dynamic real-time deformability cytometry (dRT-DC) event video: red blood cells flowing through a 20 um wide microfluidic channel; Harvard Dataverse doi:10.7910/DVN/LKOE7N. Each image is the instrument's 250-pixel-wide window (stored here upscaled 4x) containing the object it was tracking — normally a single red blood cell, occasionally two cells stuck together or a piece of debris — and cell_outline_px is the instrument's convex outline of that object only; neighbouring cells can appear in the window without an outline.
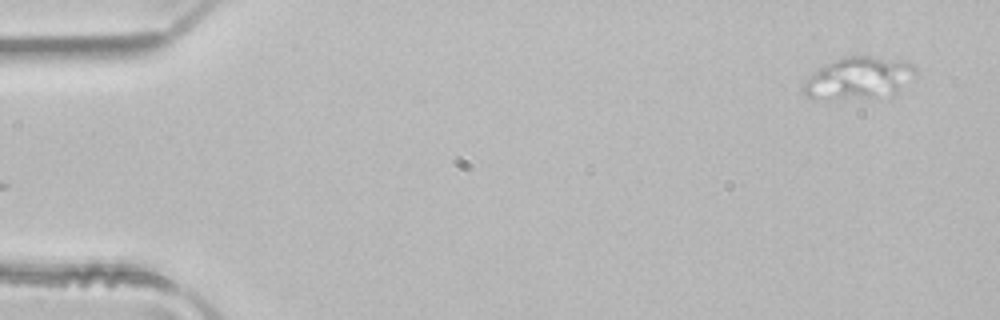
{"species": "common noctule bat (a hibernating species)", "species_latin": "Nyctalus noctula", "temperature_condition": "room temperature", "stored_images_in_passage": 2, "camera_frame_rate_fps": 3000, "um_per_image_px": 0.085, "animal": {"sex": "male", "body_mass_g": 21.5, "forearm_length_mm": 52.0}, "frame": {"image": 1, "passage_image": 2, "time_ms": 0.333, "image_size_px": [1000, 320], "cell_outline_px": [[916, 72], [896, 92], [872, 96], [812, 100], [804, 96], [804, 84], [820, 68], [844, 56], [872, 56], [912, 64], [916, 68]], "centroid_in_image_um": [72.93, 6.63], "position_along_channel_um": 12.1, "area_um2": 26.18}}